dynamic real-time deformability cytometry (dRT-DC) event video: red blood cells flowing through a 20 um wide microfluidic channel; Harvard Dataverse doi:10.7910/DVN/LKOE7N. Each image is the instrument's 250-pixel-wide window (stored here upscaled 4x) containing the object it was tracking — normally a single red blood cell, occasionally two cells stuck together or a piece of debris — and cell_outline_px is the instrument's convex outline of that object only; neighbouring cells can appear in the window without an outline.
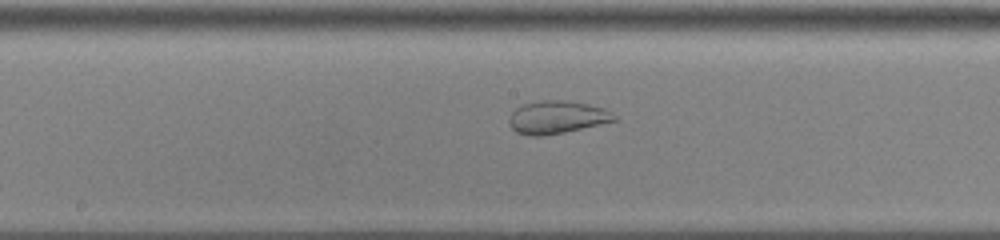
{"species": "common noctule bat (a hibernating species)", "species_latin": "Nyctalus noctula", "temperature_condition": "cold", "stored_images_in_passage": 39, "camera_frame_rate_fps": 3000, "um_per_image_px": 0.085, "animal": {"sex": "male", "body_mass_g": 13.0, "forearm_length_mm": 53.1}, "frame": {"image": 1, "passage_image": 15, "time_ms": 4.667, "image_size_px": [1000, 240], "cell_outline_px": [[616, 120], [564, 132], [544, 136], [528, 136], [516, 132], [508, 124], [508, 120], [512, 112], [516, 108], [524, 104], [540, 100], [568, 100], [588, 104], [604, 108], [616, 116]], "centroid_in_image_um": [47.29, 9.96], "position_along_channel_um": 200.9, "area_um2": 20.06}}
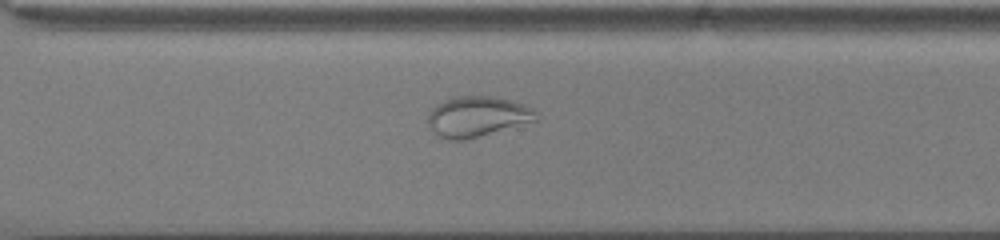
{"frame": {"image": 2, "passage_image": 25, "time_ms": 8.0, "image_size_px": [1000, 240], "cell_outline_px": [[536, 120], [464, 140], [448, 140], [440, 136], [428, 128], [428, 112], [436, 104], [452, 96], [492, 96], [512, 100], [524, 104], [532, 108], [536, 112]], "centroid_in_image_um": [40.51, 9.89], "position_along_channel_um": 330.1, "area_um2": 25.37}}
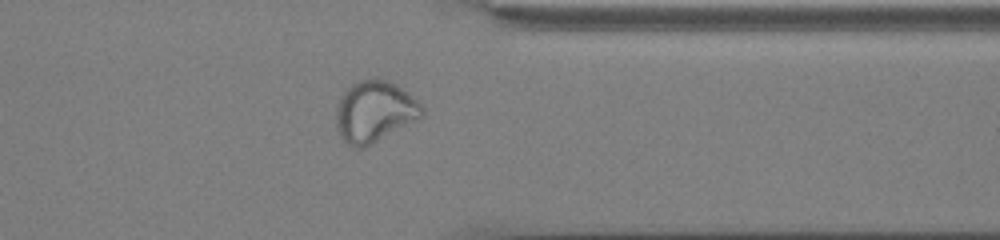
{"frame": {"image": 3, "passage_image": 29, "time_ms": 9.333, "image_size_px": [1000, 240], "cell_outline_px": [[424, 112], [420, 116], [364, 148], [360, 148], [348, 144], [340, 136], [336, 128], [336, 104], [340, 96], [352, 84], [360, 80], [388, 80], [396, 84], [412, 96], [424, 108]], "centroid_in_image_um": [31.77, 9.47], "position_along_channel_um": 379.6, "area_um2": 29.94}}